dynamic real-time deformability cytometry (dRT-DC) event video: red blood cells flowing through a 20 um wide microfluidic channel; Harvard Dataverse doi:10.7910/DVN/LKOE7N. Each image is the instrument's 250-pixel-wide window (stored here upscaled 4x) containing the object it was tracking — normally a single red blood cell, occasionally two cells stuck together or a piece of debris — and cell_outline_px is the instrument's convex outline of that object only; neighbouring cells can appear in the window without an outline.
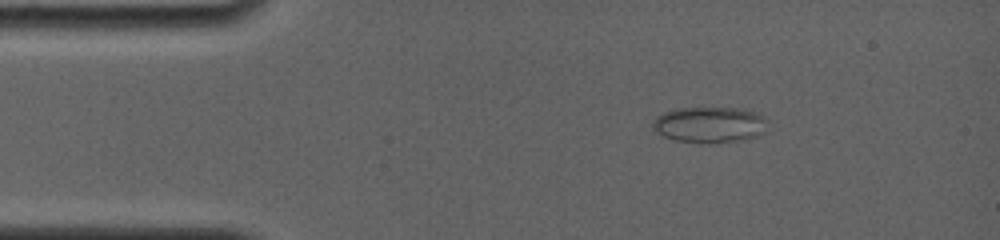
{"species": "common noctule bat (a hibernating species)", "species_latin": "Nyctalus noctula", "temperature_condition": "room temperature", "stored_images_in_passage": 65, "camera_frame_rate_fps": 4000, "um_per_image_px": 0.085, "animal": {"sex": "female", "body_mass_g": 19.0, "forearm_length_mm": 56.7}, "frame": {"image": 1, "passage_image": 1, "time_ms": 0.0, "image_size_px": [1000, 240], "cell_outline_px": [[768, 132], [756, 136], [736, 140], [708, 144], [700, 144], [672, 140], [656, 132], [652, 128], [652, 124], [664, 112], [676, 108], [732, 108], [752, 112], [768, 120]], "centroid_in_image_um": [60.31, 10.63], "position_along_channel_um": 24.7, "area_um2": 24.04}}
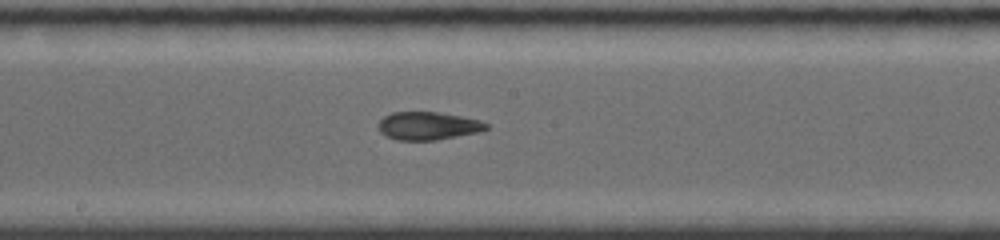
{"frame": {"image": 2, "passage_image": 33, "time_ms": 6.25, "image_size_px": [1000, 240], "cell_outline_px": [[488, 128], [476, 132], [436, 140], [396, 140], [380, 132], [380, 120], [384, 116], [392, 112], [436, 112], [460, 116], [480, 120], [488, 124]], "centroid_in_image_um": [36.37, 10.69], "position_along_channel_um": 211.8, "area_um2": 17.28}}
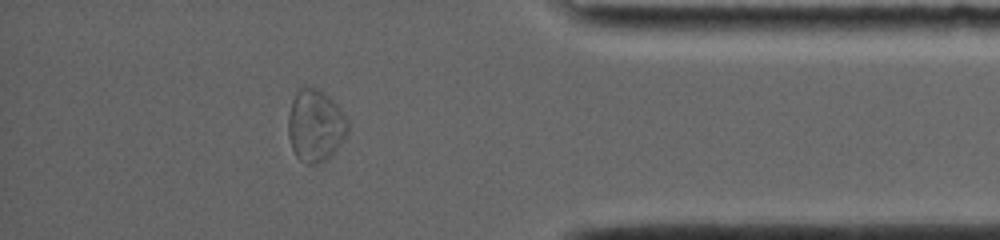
{"frame": {"image": 3, "passage_image": 58, "time_ms": 11.75, "image_size_px": [1000, 240], "cell_outline_px": [[348, 132], [340, 144], [324, 160], [316, 164], [308, 164], [300, 160], [296, 156], [292, 148], [288, 136], [288, 116], [292, 100], [296, 92], [300, 88], [316, 88], [324, 92], [344, 112], [348, 120]], "centroid_in_image_um": [26.8, 10.66], "position_along_channel_um": 408.4, "area_um2": 24.85}, "authors_computed_cell_mechanics": {"area_um2": 18.8428, "velocity_mm_per_s": 3.8487, "shape_relaxation_time_tau1_ms": null, "shape_relaxation_time_tau2_ms": 1.8361, "deformation_change_tau1": null, "deformation_change_tau2": 0.0959}}